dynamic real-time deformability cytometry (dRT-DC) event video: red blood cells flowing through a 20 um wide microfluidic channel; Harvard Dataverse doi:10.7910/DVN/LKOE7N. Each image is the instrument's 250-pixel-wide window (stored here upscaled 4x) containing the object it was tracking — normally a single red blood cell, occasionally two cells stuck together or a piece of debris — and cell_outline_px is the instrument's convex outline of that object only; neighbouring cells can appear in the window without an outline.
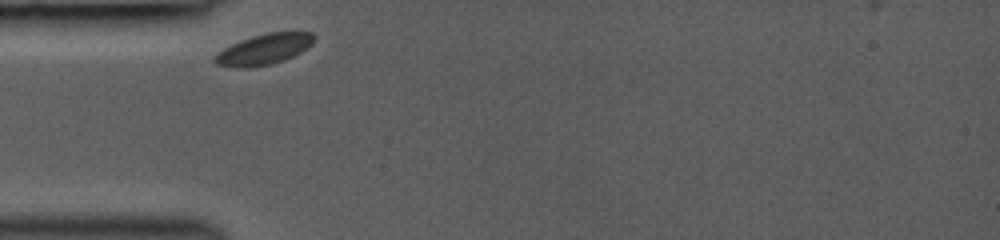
{"species": "common noctule bat (a hibernating species)", "species_latin": "Nyctalus noctula", "temperature_condition": "room temperature", "stored_images_in_passage": 28, "camera_frame_rate_fps": 3000, "um_per_image_px": 0.085, "animal": {"sex": "female", "body_mass_g": 19.0, "forearm_length_mm": 53.3}, "frame": {"image": 1, "passage_image": 1, "time_ms": 0.0, "image_size_px": [1000, 240], "cell_outline_px": [[316, 36], [312, 44], [300, 52], [284, 60], [272, 64], [244, 68], [240, 68], [216, 64], [212, 60], [224, 48], [240, 40], [252, 36], [268, 32], [292, 28], [312, 32]], "centroid_in_image_um": [22.54, 4.13], "position_along_channel_um": 62.5, "area_um2": 18.21}}
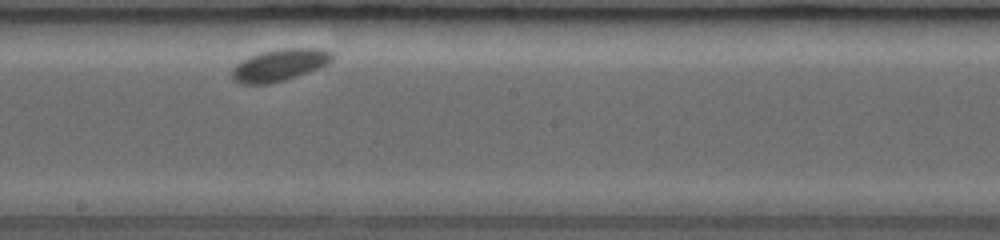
{"frame": {"image": 2, "passage_image": 14, "time_ms": 4.333, "image_size_px": [1000, 240], "cell_outline_px": [[332, 60], [328, 64], [308, 72], [272, 84], [240, 84], [232, 80], [232, 68], [236, 64], [252, 56], [264, 52], [280, 48], [324, 48], [332, 52]], "centroid_in_image_um": [23.77, 5.54], "position_along_channel_um": 224.4, "area_um2": 18.61}}
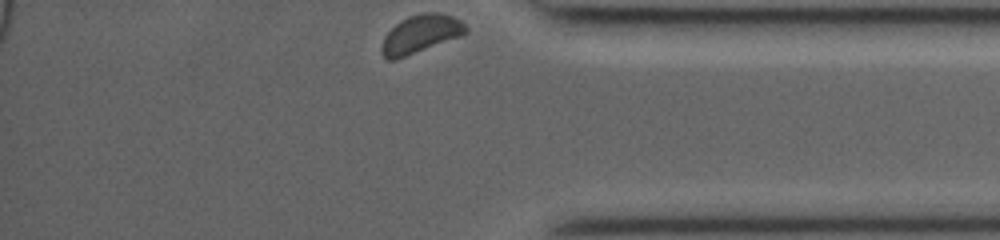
{"frame": {"image": 3, "passage_image": 28, "time_ms": 9.0, "image_size_px": [1000, 240], "cell_outline_px": [[468, 32], [460, 36], [404, 56], [392, 60], [388, 60], [380, 52], [380, 48], [384, 36], [400, 20], [408, 16], [424, 12], [436, 12], [452, 16], [460, 20], [468, 28]], "centroid_in_image_um": [35.73, 2.87], "position_along_channel_um": 399.5, "area_um2": 18.38}, "authors_computed_cell_mechanics": {"area_um2": 18.207, "velocity_mm_per_s": 3.7777, "shape_relaxation_time_tau1_ms": 3.4494, "shape_relaxation_time_tau2_ms": null, "deformation_change_tau1": 0.059, "deformation_change_tau2": null}}